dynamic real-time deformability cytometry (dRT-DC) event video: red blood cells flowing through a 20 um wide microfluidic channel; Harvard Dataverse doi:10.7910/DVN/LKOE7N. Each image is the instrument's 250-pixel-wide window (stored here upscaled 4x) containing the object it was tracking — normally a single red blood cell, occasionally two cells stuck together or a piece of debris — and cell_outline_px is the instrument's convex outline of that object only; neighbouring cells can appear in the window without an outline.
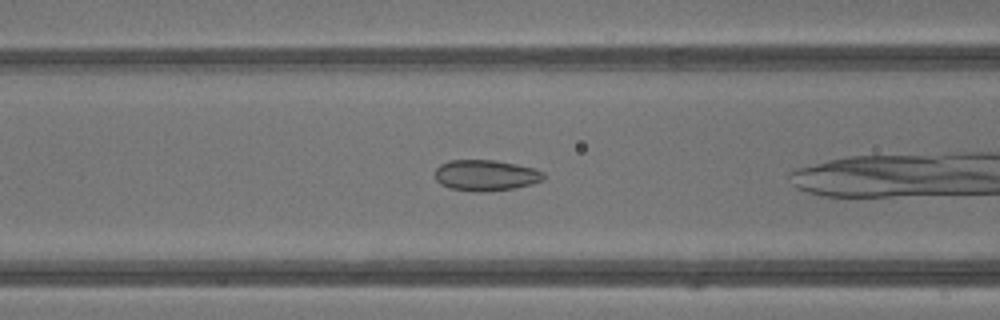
{"species": "common noctule bat (a hibernating species)", "species_latin": "Nyctalus noctula", "temperature_condition": "warm", "stored_images_in_passage": 30, "camera_frame_rate_fps": 3000, "um_per_image_px": 0.085, "animal": {"sex": "male", "body_mass_g": 13.3}, "frame": {"image": 1, "passage_image": 9, "time_ms": 2.667, "image_size_px": [1000, 320], "cell_outline_px": [[544, 180], [532, 184], [512, 188], [476, 192], [448, 188], [440, 184], [436, 180], [436, 168], [440, 164], [448, 160], [496, 160], [516, 164], [532, 168], [544, 172]], "centroid_in_image_um": [41.26, 14.89], "position_along_channel_um": 125.3, "area_um2": 19.54}, "authors_computed_cell_mechanics": {"area_um2": 19.4497, "velocity_mm_per_s": 4.909, "shape_relaxation_time_tau1_ms": 7.2913, "shape_relaxation_time_tau2_ms": 0.7794, "deformation_change_tau1": 0.1563, "deformation_change_tau2": 0.0679}}